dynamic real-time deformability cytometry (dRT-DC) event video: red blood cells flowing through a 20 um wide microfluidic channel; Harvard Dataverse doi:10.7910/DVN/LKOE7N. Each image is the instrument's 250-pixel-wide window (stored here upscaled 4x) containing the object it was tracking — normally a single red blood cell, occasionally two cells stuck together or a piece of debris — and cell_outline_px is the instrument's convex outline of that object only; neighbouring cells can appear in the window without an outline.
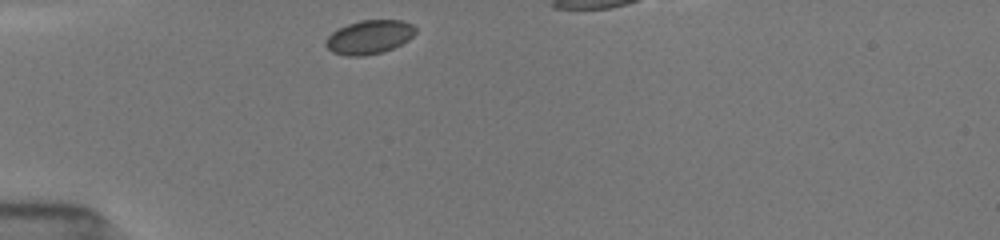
{"species": "common noctule bat (a hibernating species)", "species_latin": "Nyctalus noctula", "temperature_condition": "room temperature", "stored_images_in_passage": 40, "camera_frame_rate_fps": 3000, "um_per_image_px": 0.085, "animal": {"sex": "female", "body_mass_g": 19.5, "forearm_length_mm": 54.1}, "frame": {"image": 1, "passage_image": 1, "time_ms": 0.0, "image_size_px": [1000, 240], "cell_outline_px": [[416, 32], [408, 40], [384, 52], [364, 56], [348, 56], [332, 52], [324, 44], [328, 36], [332, 32], [348, 24], [360, 20], [400, 20], [412, 24], [416, 28]], "centroid_in_image_um": [31.39, 3.15], "position_along_channel_um": 53.6, "area_um2": 17.63}}
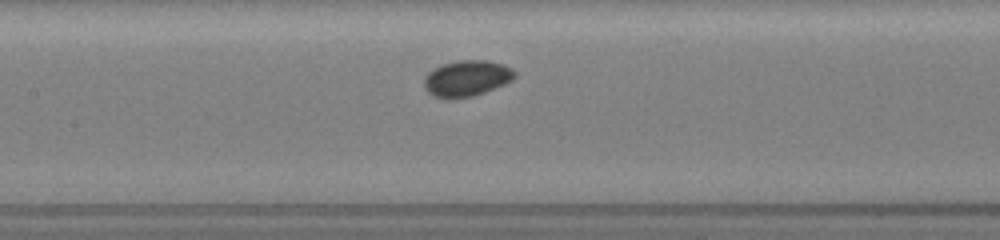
{"frame": {"image": 2, "passage_image": 17, "time_ms": 3.333, "image_size_px": [1000, 240], "cell_outline_px": [[516, 76], [512, 80], [504, 84], [484, 92], [472, 96], [452, 100], [448, 100], [436, 96], [428, 92], [424, 88], [424, 76], [428, 72], [444, 64], [456, 60], [484, 60], [504, 64], [512, 68], [516, 72]], "centroid_in_image_um": [39.67, 6.67], "position_along_channel_um": 167.7, "area_um2": 19.13}}
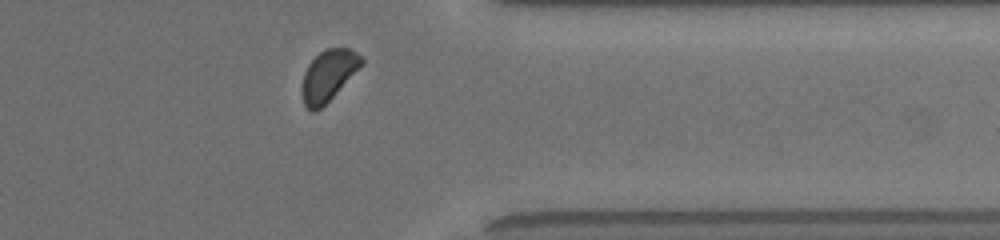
{"frame": {"image": 3, "passage_image": 34, "time_ms": 9.0, "image_size_px": [1000, 240], "cell_outline_px": [[364, 64], [320, 108], [312, 112], [304, 104], [300, 92], [300, 88], [304, 72], [308, 64], [324, 48], [348, 48], [356, 52], [364, 60]], "centroid_in_image_um": [27.88, 6.4], "position_along_channel_um": 383.5, "area_um2": 17.57}}